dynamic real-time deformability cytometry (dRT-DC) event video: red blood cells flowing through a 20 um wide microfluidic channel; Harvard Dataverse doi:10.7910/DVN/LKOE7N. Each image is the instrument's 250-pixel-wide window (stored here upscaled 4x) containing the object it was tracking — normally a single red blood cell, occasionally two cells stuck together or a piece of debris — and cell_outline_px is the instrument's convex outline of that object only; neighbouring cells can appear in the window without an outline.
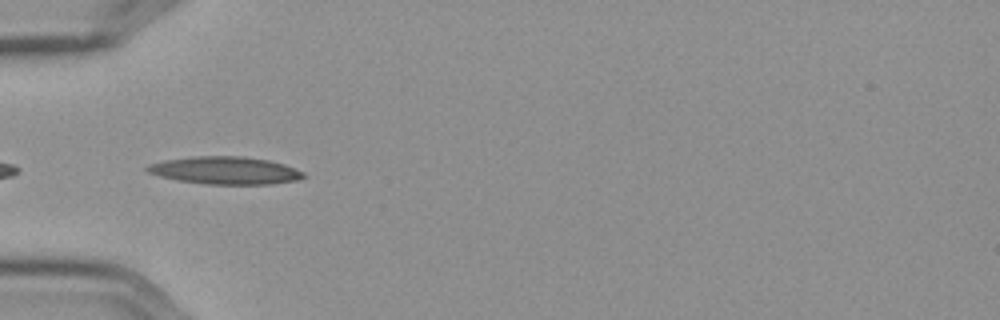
{"species": "Egyptian fruit bat (a non-hibernating species)", "species_latin": "Rousettus aegyptiacus", "temperature_condition": "cold", "stored_images_in_passage": 39, "camera_frame_rate_fps": 3000, "um_per_image_px": 0.085, "frame": {"image": 1, "passage_image": 2, "time_ms": 0.333, "image_size_px": [1000, 320], "cell_outline_px": [[308, 176], [300, 180], [272, 184], [204, 184], [180, 180], [160, 176], [148, 172], [144, 168], [148, 164], [164, 160], [196, 156], [240, 156], [268, 160], [284, 164], [304, 172]], "centroid_in_image_um": [19.18, 14.49], "position_along_channel_um": 65.8, "area_um2": 25.14}}
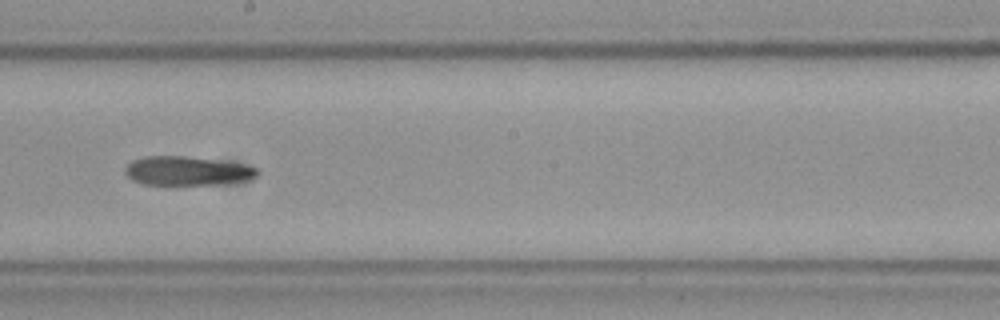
{"frame": {"image": 2, "passage_image": 16, "time_ms": 5.0, "image_size_px": [1000, 320], "cell_outline_px": [[260, 172], [256, 176], [244, 180], [228, 184], [144, 184], [132, 180], [124, 172], [124, 168], [132, 160], [144, 156], [184, 156], [240, 164], [256, 168]], "centroid_in_image_um": [15.85, 14.53], "position_along_channel_um": 232.3, "area_um2": 22.02}}
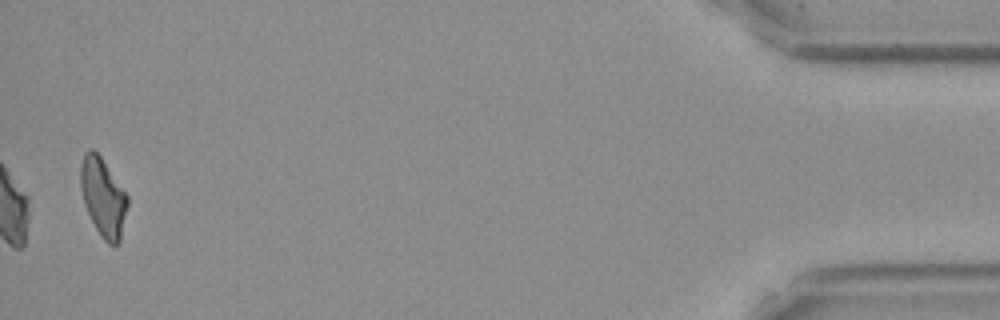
{"frame": {"image": 3, "passage_image": 39, "time_ms": 12.667, "image_size_px": [1000, 320], "cell_outline_px": [[128, 204], [120, 240], [116, 244], [108, 244], [100, 236], [84, 204], [80, 188], [80, 168], [84, 152], [88, 148], [92, 148], [100, 156], [128, 196]], "centroid_in_image_um": [8.75, 16.75], "position_along_channel_um": 426.5, "area_um2": 21.27}, "authors_computed_cell_mechanics": {"area_um2": 22.3108, "velocity_mm_per_s": 3.5953, "shape_relaxation_time_tau1_ms": 9.169, "shape_relaxation_time_tau2_ms": 7.9896, "deformation_change_tau1": 0.2392, "deformation_change_tau2": 0.2149}}